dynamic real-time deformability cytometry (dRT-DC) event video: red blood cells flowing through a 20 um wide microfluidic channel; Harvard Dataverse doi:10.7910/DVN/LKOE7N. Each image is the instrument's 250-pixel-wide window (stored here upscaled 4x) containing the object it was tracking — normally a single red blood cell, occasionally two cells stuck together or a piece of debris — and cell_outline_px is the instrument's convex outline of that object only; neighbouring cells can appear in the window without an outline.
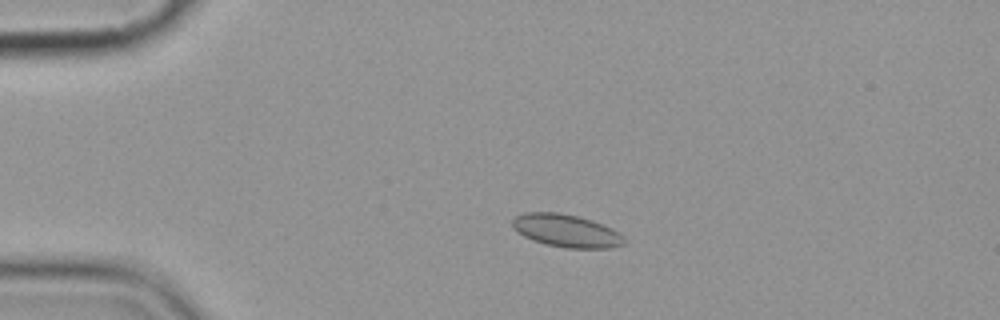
{"species": "common noctule bat (a hibernating species)", "species_latin": "Nyctalus noctula", "temperature_condition": "cold", "stored_images_in_passage": 8, "camera_frame_rate_fps": 3000, "um_per_image_px": 0.085, "animal": {"sex": "female", "body_mass_g": 19.9}, "frame": {"image": 1, "passage_image": 3, "time_ms": 2.333, "image_size_px": [1000, 320], "cell_outline_px": [[624, 244], [612, 248], [564, 248], [544, 244], [532, 240], [516, 232], [512, 228], [512, 220], [516, 216], [524, 212], [560, 212], [580, 216], [592, 220], [612, 228], [624, 236]], "centroid_in_image_um": [48.11, 19.61], "position_along_channel_um": 36.9, "area_um2": 21.68}}
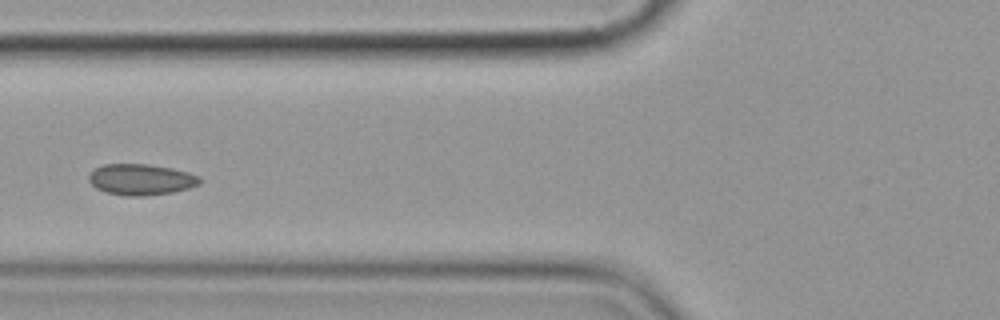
{"frame": {"image": 2, "passage_image": 6, "time_ms": 5.667, "image_size_px": [1000, 320], "cell_outline_px": [[204, 180], [200, 184], [188, 188], [172, 192], [144, 196], [124, 196], [104, 192], [96, 188], [88, 180], [88, 176], [96, 168], [104, 164], [148, 164], [172, 168], [188, 172], [200, 176]], "centroid_in_image_um": [12.01, 15.26], "position_along_channel_um": 113.8, "area_um2": 20.23}}
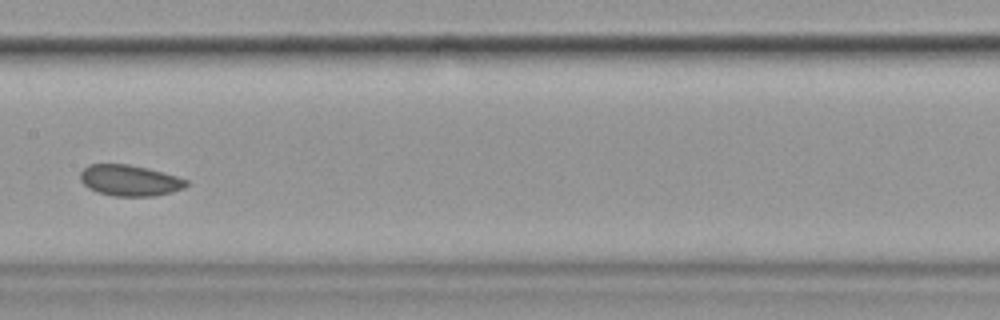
{"frame": {"image": 3, "passage_image": 8, "time_ms": 8.0, "image_size_px": [1000, 320], "cell_outline_px": [[188, 184], [184, 188], [172, 192], [156, 196], [112, 196], [96, 192], [88, 188], [80, 180], [80, 172], [88, 164], [128, 164], [176, 176], [188, 180]], "centroid_in_image_um": [10.99, 15.35], "position_along_channel_um": 196.4, "area_um2": 19.13}}